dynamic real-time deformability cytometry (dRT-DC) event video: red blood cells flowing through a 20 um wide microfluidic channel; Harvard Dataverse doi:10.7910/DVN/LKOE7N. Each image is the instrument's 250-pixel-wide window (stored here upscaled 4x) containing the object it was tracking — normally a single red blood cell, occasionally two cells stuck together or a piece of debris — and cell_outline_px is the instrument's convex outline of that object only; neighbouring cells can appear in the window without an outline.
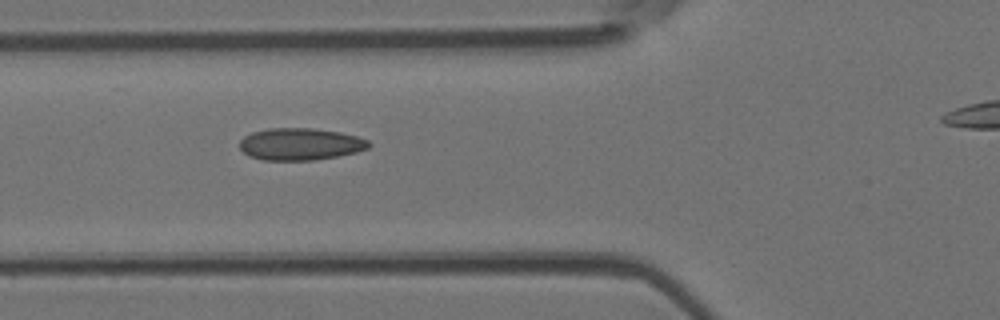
{"species": "Egyptian fruit bat (a non-hibernating species)", "species_latin": "Rousettus aegyptiacus", "temperature_condition": "room temperature", "stored_images_in_passage": 6, "segment_of_instrument_passage": [1, 2], "camera_frame_rate_fps": 3000, "um_per_image_px": 0.085, "animal": {"sex": "female"}, "frame": {"image": 1, "passage_image": 5, "time_ms": 4.333, "image_size_px": [1000, 320], "cell_outline_px": [[372, 144], [368, 148], [356, 152], [336, 156], [312, 160], [260, 160], [248, 156], [240, 148], [240, 140], [244, 136], [252, 132], [268, 128], [312, 128], [340, 132], [356, 136], [368, 140]], "centroid_in_image_um": [25.5, 12.25], "position_along_channel_um": 100.3, "area_um2": 24.16}}